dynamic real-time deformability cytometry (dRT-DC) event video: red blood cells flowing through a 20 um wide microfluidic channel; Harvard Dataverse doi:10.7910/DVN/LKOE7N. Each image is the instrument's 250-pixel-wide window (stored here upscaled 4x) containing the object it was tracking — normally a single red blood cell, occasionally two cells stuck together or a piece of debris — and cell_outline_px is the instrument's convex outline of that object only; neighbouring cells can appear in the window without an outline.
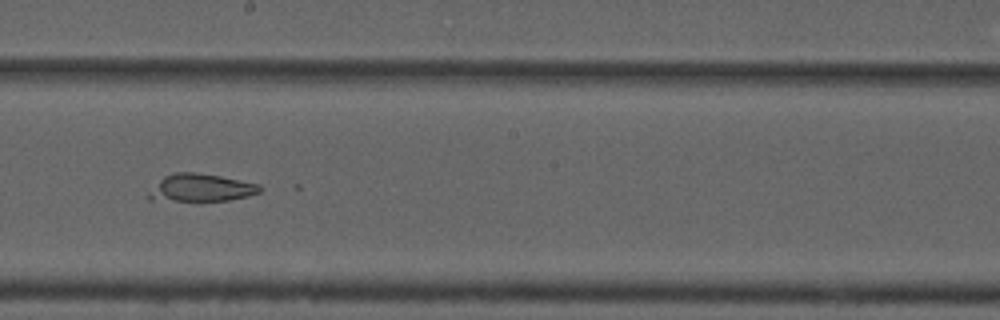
{"species": "common noctule bat (a hibernating species)", "species_latin": "Nyctalus noctula", "temperature_condition": "cold", "stored_images_in_passage": 36, "camera_frame_rate_fps": 3000, "um_per_image_px": 0.085, "animal": {"sex": "male", "forearm_length_mm": 52.5}, "frame": {"image": 1, "passage_image": 16, "time_ms": 5.0, "image_size_px": [1000, 320], "cell_outline_px": [[264, 188], [260, 192], [248, 196], [228, 200], [148, 200], [148, 196], [160, 180], [164, 176], [176, 172], [196, 172], [220, 176], [260, 184]], "centroid_in_image_um": [17.15, 15.95], "position_along_channel_um": 231.1, "area_um2": 17.57}, "authors_computed_cell_mechanics": {"area_um2": 18.9295, "velocity_mm_per_s": 3.7173, "shape_relaxation_time_tau1_ms": null, "shape_relaxation_time_tau2_ms": 1.3883, "deformation_change_tau1": null, "deformation_change_tau2": 0.0916}}